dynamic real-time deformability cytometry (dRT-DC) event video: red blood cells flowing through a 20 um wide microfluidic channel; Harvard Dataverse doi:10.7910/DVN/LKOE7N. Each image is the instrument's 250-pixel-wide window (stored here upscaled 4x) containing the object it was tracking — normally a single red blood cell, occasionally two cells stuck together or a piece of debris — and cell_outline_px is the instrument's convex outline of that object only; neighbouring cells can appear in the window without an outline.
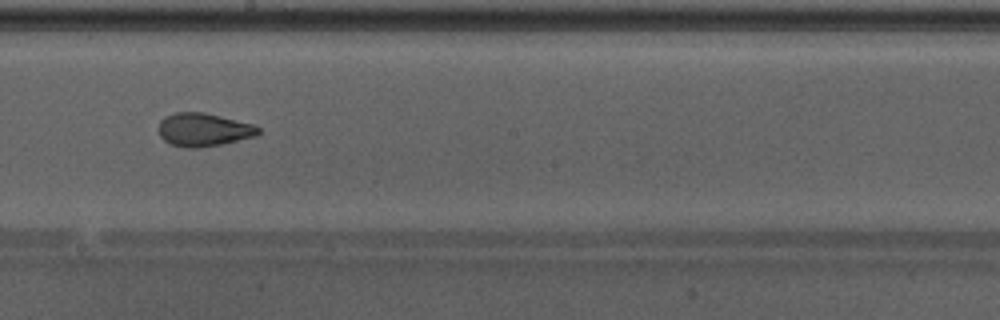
{"species": "Egyptian fruit bat (a non-hibernating species)", "species_latin": "Rousettus aegyptiacus", "temperature_condition": "warm", "stored_images_in_passage": 49, "camera_frame_rate_fps": 3000, "um_per_image_px": 0.085, "animal": {"sex": "male"}, "frame": {"image": 1, "passage_image": 28, "time_ms": 9.0, "image_size_px": [1000, 320], "cell_outline_px": [[260, 132], [256, 136], [220, 144], [200, 148], [188, 148], [172, 144], [164, 140], [160, 136], [160, 120], [164, 116], [176, 112], [204, 112], [252, 124], [260, 128]], "centroid_in_image_um": [17.3, 11.02], "position_along_channel_um": 230.9, "area_um2": 19.13}, "authors_computed_cell_mechanics": {"area_um2": 23.2934, "velocity_mm_per_s": 4.3088, "shape_relaxation_time_tau1_ms": 6.1899, "shape_relaxation_time_tau2_ms": 1.372, "deformation_change_tau1": 0.1722, "deformation_change_tau2": 0.0709}}